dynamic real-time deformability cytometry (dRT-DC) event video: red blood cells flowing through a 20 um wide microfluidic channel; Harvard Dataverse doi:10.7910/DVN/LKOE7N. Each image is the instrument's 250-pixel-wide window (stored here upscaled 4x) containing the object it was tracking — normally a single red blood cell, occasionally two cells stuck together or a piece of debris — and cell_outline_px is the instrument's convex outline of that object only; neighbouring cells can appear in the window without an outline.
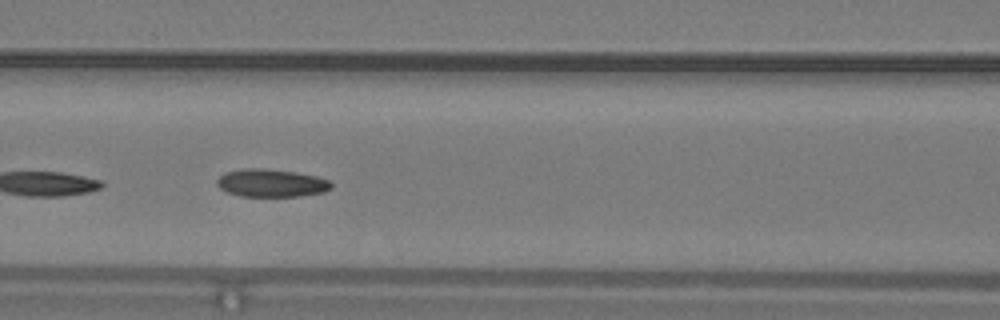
{"species": "common noctule bat (a hibernating species)", "species_latin": "Nyctalus noctula", "temperature_condition": "warm", "stored_images_in_passage": 39, "camera_frame_rate_fps": 3000, "um_per_image_px": 0.085, "animal": {"sex": "male", "body_mass_g": 19.2, "forearm_length_mm": 51.8}, "frame": {"image": 1, "passage_image": 12, "time_ms": 3.667, "image_size_px": [1000, 320], "cell_outline_px": [[332, 188], [324, 192], [300, 196], [240, 196], [228, 192], [220, 188], [216, 184], [216, 180], [224, 172], [244, 168], [264, 168], [296, 172], [316, 176], [328, 180], [332, 184]], "centroid_in_image_um": [23.05, 15.55], "position_along_channel_um": 143.6, "area_um2": 18.61}}
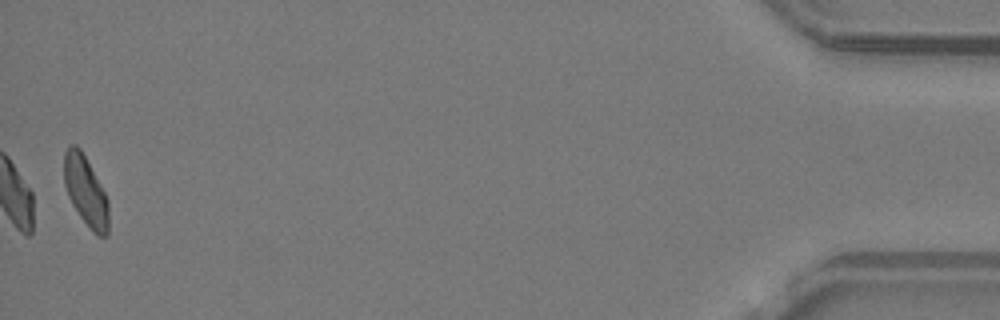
{"frame": {"image": 2, "passage_image": 39, "time_ms": 12.667, "image_size_px": [1000, 320], "cell_outline_px": [[108, 236], [96, 236], [92, 232], [80, 216], [72, 204], [68, 196], [64, 184], [64, 152], [68, 144], [76, 144], [80, 148], [100, 184], [108, 200]], "centroid_in_image_um": [7.27, 16.24], "position_along_channel_um": 427.9, "area_um2": 18.15}, "authors_computed_cell_mechanics": {"area_um2": 18.7272, "velocity_mm_per_s": 4.1988, "shape_relaxation_time_tau1_ms": 4.1182, "shape_relaxation_time_tau2_ms": 3.0037, "deformation_change_tau1": 0.128, "deformation_change_tau2": 0.0864}}